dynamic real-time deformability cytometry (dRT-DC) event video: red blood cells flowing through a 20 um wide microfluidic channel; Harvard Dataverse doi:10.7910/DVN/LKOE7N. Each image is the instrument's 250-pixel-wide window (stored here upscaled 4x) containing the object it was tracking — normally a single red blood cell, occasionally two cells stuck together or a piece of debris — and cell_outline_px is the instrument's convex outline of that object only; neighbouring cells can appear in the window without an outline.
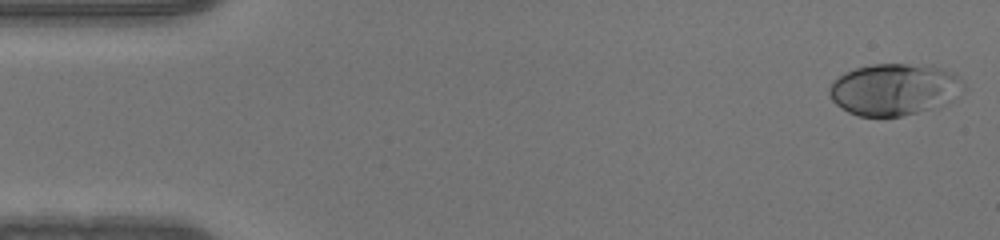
{"species": "human", "species_latin": "Homo sapiens", "temperature_condition": "warm", "stored_images_in_passage": 49, "camera_frame_rate_fps": 3000, "um_per_image_px": 0.085, "donor": {"sex": "male"}, "frame": {"image": 1, "passage_image": 1, "time_ms": 0.0, "image_size_px": [1000, 240], "cell_outline_px": [[968, 88], [948, 104], [900, 116], [860, 116], [848, 112], [840, 108], [832, 100], [828, 92], [828, 88], [832, 80], [844, 72], [856, 68], [872, 64], [932, 64], [952, 72], [964, 80]], "centroid_in_image_um": [76.06, 7.58], "position_along_channel_um": 8.9, "area_um2": 41.27}}
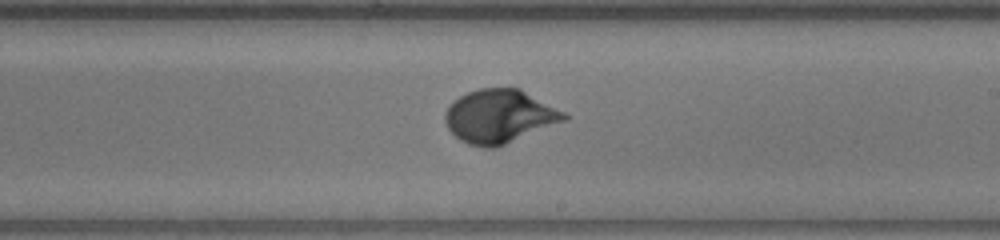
{"frame": {"image": 2, "passage_image": 28, "time_ms": 9.0, "image_size_px": [1000, 240], "cell_outline_px": [[568, 120], [496, 148], [484, 148], [468, 144], [460, 140], [448, 128], [444, 120], [444, 112], [460, 96], [468, 92], [480, 88], [520, 88], [564, 112], [568, 116]], "centroid_in_image_um": [42.47, 9.9], "position_along_channel_um": 246.5, "area_um2": 37.05}}
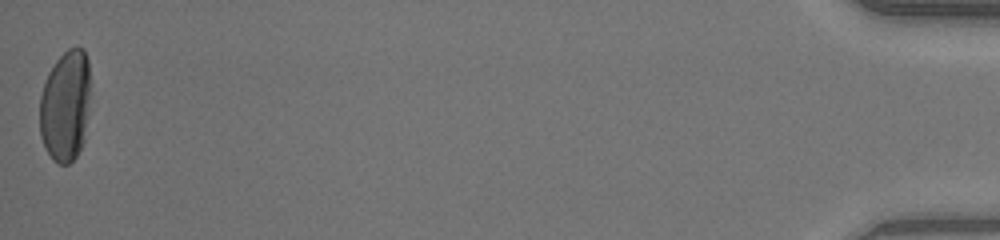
{"frame": {"image": 3, "passage_image": 49, "time_ms": 16.0, "image_size_px": [1000, 240], "cell_outline_px": [[88, 96], [84, 140], [76, 156], [68, 164], [60, 164], [52, 160], [44, 148], [40, 136], [40, 96], [48, 72], [56, 60], [68, 48], [76, 44], [84, 48], [88, 60]], "centroid_in_image_um": [5.53, 8.98], "position_along_channel_um": 429.7, "area_um2": 32.83}}